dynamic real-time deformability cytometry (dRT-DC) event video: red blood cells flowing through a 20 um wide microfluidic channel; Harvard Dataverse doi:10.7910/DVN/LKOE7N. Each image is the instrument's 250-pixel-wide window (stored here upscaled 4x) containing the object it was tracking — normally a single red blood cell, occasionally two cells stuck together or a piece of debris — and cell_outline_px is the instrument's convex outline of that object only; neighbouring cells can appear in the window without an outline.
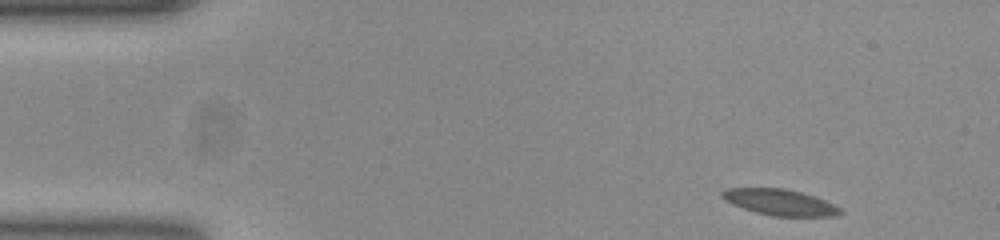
{"species": "common noctule bat (a hibernating species)", "species_latin": "Nyctalus noctula", "temperature_condition": "room temperature", "stored_images_in_passage": 49, "camera_frame_rate_fps": 3000, "um_per_image_px": 0.085, "animal": {"sex": "female", "body_mass_g": 23.0, "forearm_length_mm": 53.4}, "frame": {"image": 1, "passage_image": 1, "time_ms": 0.0, "image_size_px": [1000, 240], "cell_outline_px": [[844, 212], [836, 216], [772, 216], [756, 212], [744, 208], [724, 200], [720, 196], [720, 192], [728, 188], [784, 188], [816, 196], [840, 208]], "centroid_in_image_um": [66.29, 17.19], "position_along_channel_um": 18.7, "area_um2": 17.86}}
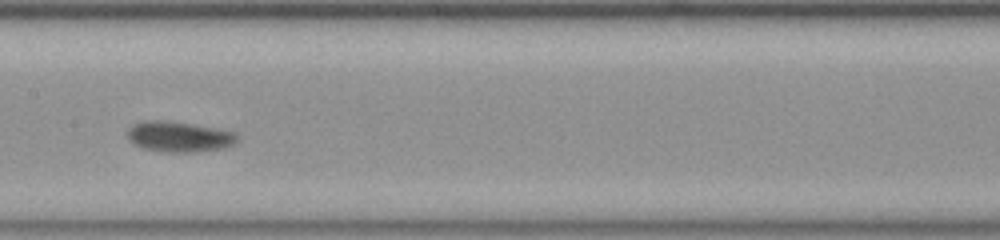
{"frame": {"image": 2, "passage_image": 22, "time_ms": 7.0, "image_size_px": [1000, 240], "cell_outline_px": [[236, 144], [224, 148], [196, 152], [168, 152], [140, 148], [132, 144], [128, 140], [128, 128], [132, 124], [140, 120], [164, 120], [192, 124], [236, 132]], "centroid_in_image_um": [15.17, 11.62], "position_along_channel_um": 192.2, "area_um2": 19.77}}
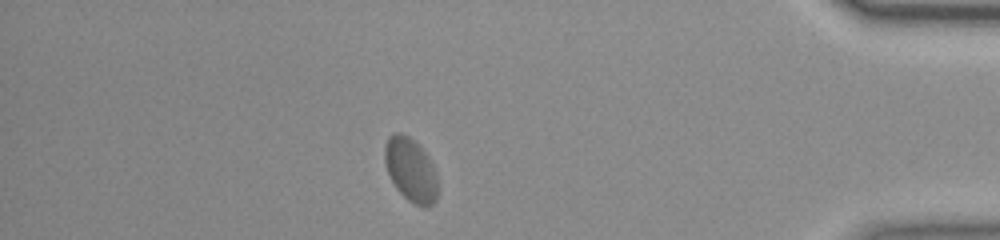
{"frame": {"image": 3, "passage_image": 42, "time_ms": 13.667, "image_size_px": [1000, 240], "cell_outline_px": [[436, 200], [428, 208], [424, 208], [412, 204], [396, 188], [388, 172], [384, 160], [384, 148], [388, 136], [392, 132], [400, 132], [408, 136], [428, 156], [436, 172]], "centroid_in_image_um": [34.89, 14.45], "position_along_channel_um": 400.3, "area_um2": 19.59}, "authors_computed_cell_mechanics": {"area_um2": 18.3804, "velocity_mm_per_s": 3.7688, "shape_relaxation_time_tau1_ms": 5.2519, "shape_relaxation_time_tau2_ms": 0.8466, "deformation_change_tau1": 0.1574, "deformation_change_tau2": 0.0337}}